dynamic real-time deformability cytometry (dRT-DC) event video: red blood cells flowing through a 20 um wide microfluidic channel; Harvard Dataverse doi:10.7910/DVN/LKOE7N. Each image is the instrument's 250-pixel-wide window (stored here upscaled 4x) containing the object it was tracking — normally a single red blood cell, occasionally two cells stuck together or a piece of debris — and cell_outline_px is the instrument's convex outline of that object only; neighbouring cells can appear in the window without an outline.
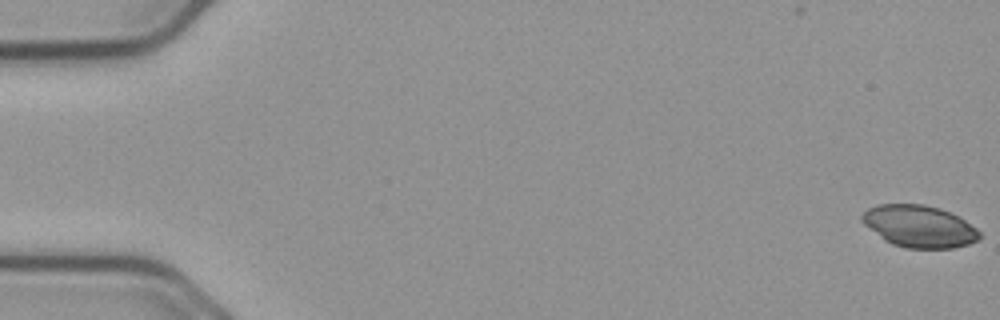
{"species": "common noctule bat (a hibernating species)", "species_latin": "Nyctalus noctula", "temperature_condition": "cold", "stored_images_in_passage": 55, "camera_frame_rate_fps": 3000, "um_per_image_px": 0.085, "animal": {"sex": "male", "body_mass_g": 23.1, "forearm_length_mm": 52.7}, "frame": {"image": 1, "passage_image": 1, "time_ms": 0.0, "image_size_px": [1000, 320], "cell_outline_px": [[980, 236], [976, 240], [968, 244], [952, 248], [904, 248], [892, 244], [884, 240], [864, 224], [860, 220], [860, 216], [868, 208], [876, 204], [924, 204], [940, 208], [964, 220], [976, 228], [980, 232]], "centroid_in_image_um": [78.09, 19.23], "position_along_channel_um": 6.9, "area_um2": 28.67}}